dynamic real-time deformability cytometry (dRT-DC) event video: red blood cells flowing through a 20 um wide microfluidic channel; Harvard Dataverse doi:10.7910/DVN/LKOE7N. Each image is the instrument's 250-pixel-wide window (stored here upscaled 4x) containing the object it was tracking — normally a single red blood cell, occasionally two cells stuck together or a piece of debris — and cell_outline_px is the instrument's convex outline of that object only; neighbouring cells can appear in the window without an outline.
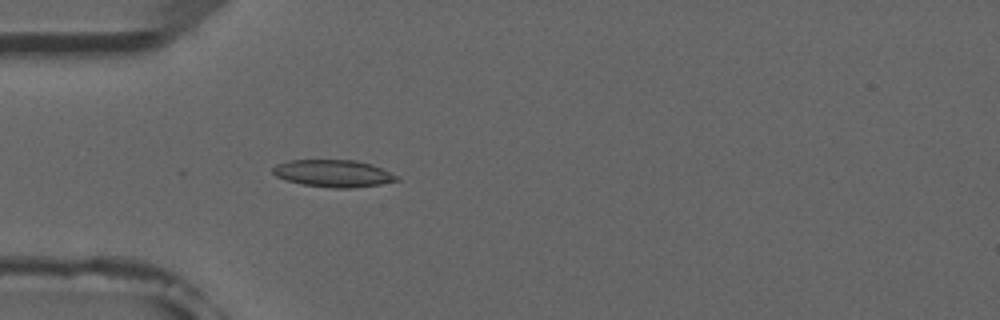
{"species": "common noctule bat (a hibernating species)", "species_latin": "Nyctalus noctula", "temperature_condition": "room temperature", "stored_images_in_passage": 4, "camera_frame_rate_fps": 3000, "um_per_image_px": 0.085, "animal": {"sex": "male", "forearm_length_mm": 52.5}, "frame": {"image": 1, "passage_image": 4, "time_ms": 3.667, "image_size_px": [1000, 320], "cell_outline_px": [[400, 180], [380, 184], [352, 188], [332, 188], [300, 184], [276, 176], [272, 172], [272, 168], [276, 164], [288, 160], [356, 160], [372, 164], [400, 176]], "centroid_in_image_um": [28.35, 14.74], "position_along_channel_um": 56.7, "area_um2": 19.77}}